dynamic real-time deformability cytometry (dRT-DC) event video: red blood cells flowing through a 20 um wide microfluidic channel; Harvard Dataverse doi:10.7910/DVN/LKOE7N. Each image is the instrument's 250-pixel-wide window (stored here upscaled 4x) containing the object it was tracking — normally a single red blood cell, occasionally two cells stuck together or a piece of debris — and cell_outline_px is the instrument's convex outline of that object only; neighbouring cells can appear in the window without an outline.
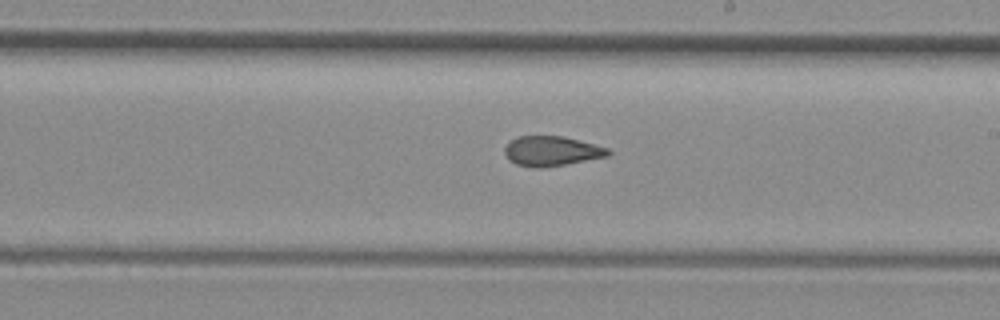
{"species": "common noctule bat (a hibernating species)", "species_latin": "Nyctalus noctula", "temperature_condition": "room temperature", "stored_images_in_passage": 16, "camera_frame_rate_fps": 3000, "um_per_image_px": 0.085, "animal": {"sex": "female", "body_mass_g": 29.2, "forearm_length_mm": 56.3}, "frame": {"image": 1, "passage_image": 12, "time_ms": 3.667, "image_size_px": [1000, 320], "cell_outline_px": [[612, 152], [608, 156], [564, 164], [540, 168], [532, 168], [516, 164], [508, 160], [504, 152], [504, 148], [512, 140], [520, 136], [564, 136], [608, 148]], "centroid_in_image_um": [46.87, 12.84], "position_along_channel_um": 242.1, "area_um2": 17.86}}